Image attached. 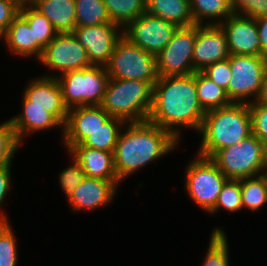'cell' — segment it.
<instances>
[{"mask_svg": "<svg viewBox=\"0 0 267 266\" xmlns=\"http://www.w3.org/2000/svg\"><path fill=\"white\" fill-rule=\"evenodd\" d=\"M205 114L197 98L196 72L158 78L154 84L153 103L147 121L179 140V127L194 128L199 132Z\"/></svg>", "mask_w": 267, "mask_h": 266, "instance_id": "obj_1", "label": "cell"}, {"mask_svg": "<svg viewBox=\"0 0 267 266\" xmlns=\"http://www.w3.org/2000/svg\"><path fill=\"white\" fill-rule=\"evenodd\" d=\"M128 124L126 131L120 132L114 151V166L120 182L174 150L179 141L170 132L149 121Z\"/></svg>", "mask_w": 267, "mask_h": 266, "instance_id": "obj_2", "label": "cell"}, {"mask_svg": "<svg viewBox=\"0 0 267 266\" xmlns=\"http://www.w3.org/2000/svg\"><path fill=\"white\" fill-rule=\"evenodd\" d=\"M202 141L198 155L211 158L218 150L252 135L249 105L234 103L207 111L199 131Z\"/></svg>", "mask_w": 267, "mask_h": 266, "instance_id": "obj_3", "label": "cell"}, {"mask_svg": "<svg viewBox=\"0 0 267 266\" xmlns=\"http://www.w3.org/2000/svg\"><path fill=\"white\" fill-rule=\"evenodd\" d=\"M153 88L150 82L110 78L100 106L126 124L147 121L153 103Z\"/></svg>", "mask_w": 267, "mask_h": 266, "instance_id": "obj_4", "label": "cell"}, {"mask_svg": "<svg viewBox=\"0 0 267 266\" xmlns=\"http://www.w3.org/2000/svg\"><path fill=\"white\" fill-rule=\"evenodd\" d=\"M210 159L228 179L240 180L267 172V148L253 134L218 150Z\"/></svg>", "mask_w": 267, "mask_h": 266, "instance_id": "obj_5", "label": "cell"}, {"mask_svg": "<svg viewBox=\"0 0 267 266\" xmlns=\"http://www.w3.org/2000/svg\"><path fill=\"white\" fill-rule=\"evenodd\" d=\"M55 77L68 109L76 106H100L110 79L106 67L100 65H91Z\"/></svg>", "mask_w": 267, "mask_h": 266, "instance_id": "obj_6", "label": "cell"}, {"mask_svg": "<svg viewBox=\"0 0 267 266\" xmlns=\"http://www.w3.org/2000/svg\"><path fill=\"white\" fill-rule=\"evenodd\" d=\"M110 78L150 82L158 80L156 56L139 48L122 36L105 66Z\"/></svg>", "mask_w": 267, "mask_h": 266, "instance_id": "obj_7", "label": "cell"}, {"mask_svg": "<svg viewBox=\"0 0 267 266\" xmlns=\"http://www.w3.org/2000/svg\"><path fill=\"white\" fill-rule=\"evenodd\" d=\"M185 175L187 193L197 206L210 213L228 178L210 158L199 155L188 164Z\"/></svg>", "mask_w": 267, "mask_h": 266, "instance_id": "obj_8", "label": "cell"}, {"mask_svg": "<svg viewBox=\"0 0 267 266\" xmlns=\"http://www.w3.org/2000/svg\"><path fill=\"white\" fill-rule=\"evenodd\" d=\"M231 80L228 97L234 103L249 104L257 100L265 74L267 62L264 56L230 55ZM254 99L247 101L248 97Z\"/></svg>", "mask_w": 267, "mask_h": 266, "instance_id": "obj_9", "label": "cell"}, {"mask_svg": "<svg viewBox=\"0 0 267 266\" xmlns=\"http://www.w3.org/2000/svg\"><path fill=\"white\" fill-rule=\"evenodd\" d=\"M196 39V24L178 27L164 49L156 55L159 77L195 73L193 48Z\"/></svg>", "mask_w": 267, "mask_h": 266, "instance_id": "obj_10", "label": "cell"}, {"mask_svg": "<svg viewBox=\"0 0 267 266\" xmlns=\"http://www.w3.org/2000/svg\"><path fill=\"white\" fill-rule=\"evenodd\" d=\"M177 28L176 24L145 12L122 31L123 36L131 43L156 56L171 40Z\"/></svg>", "mask_w": 267, "mask_h": 266, "instance_id": "obj_11", "label": "cell"}, {"mask_svg": "<svg viewBox=\"0 0 267 266\" xmlns=\"http://www.w3.org/2000/svg\"><path fill=\"white\" fill-rule=\"evenodd\" d=\"M39 61L61 74L91 66L86 49L73 33H57L43 50Z\"/></svg>", "mask_w": 267, "mask_h": 266, "instance_id": "obj_12", "label": "cell"}, {"mask_svg": "<svg viewBox=\"0 0 267 266\" xmlns=\"http://www.w3.org/2000/svg\"><path fill=\"white\" fill-rule=\"evenodd\" d=\"M121 27L114 23L75 27L73 34L86 49L91 65L106 66L118 40L123 36Z\"/></svg>", "mask_w": 267, "mask_h": 266, "instance_id": "obj_13", "label": "cell"}, {"mask_svg": "<svg viewBox=\"0 0 267 266\" xmlns=\"http://www.w3.org/2000/svg\"><path fill=\"white\" fill-rule=\"evenodd\" d=\"M219 26L225 33L230 55L261 56L256 19L233 13Z\"/></svg>", "mask_w": 267, "mask_h": 266, "instance_id": "obj_14", "label": "cell"}, {"mask_svg": "<svg viewBox=\"0 0 267 266\" xmlns=\"http://www.w3.org/2000/svg\"><path fill=\"white\" fill-rule=\"evenodd\" d=\"M230 56L225 33L219 25H196V39L193 48L194 71L228 59Z\"/></svg>", "mask_w": 267, "mask_h": 266, "instance_id": "obj_15", "label": "cell"}, {"mask_svg": "<svg viewBox=\"0 0 267 266\" xmlns=\"http://www.w3.org/2000/svg\"><path fill=\"white\" fill-rule=\"evenodd\" d=\"M110 117L101 106H76L69 109L64 124L63 141L68 152L98 129Z\"/></svg>", "mask_w": 267, "mask_h": 266, "instance_id": "obj_16", "label": "cell"}, {"mask_svg": "<svg viewBox=\"0 0 267 266\" xmlns=\"http://www.w3.org/2000/svg\"><path fill=\"white\" fill-rule=\"evenodd\" d=\"M23 95L29 100V106L47 108L63 125L66 122L68 107L65 105L62 91L56 77L41 76L32 80Z\"/></svg>", "mask_w": 267, "mask_h": 266, "instance_id": "obj_17", "label": "cell"}, {"mask_svg": "<svg viewBox=\"0 0 267 266\" xmlns=\"http://www.w3.org/2000/svg\"><path fill=\"white\" fill-rule=\"evenodd\" d=\"M119 180H104L85 177L84 180L67 196L72 212L92 210L110 204Z\"/></svg>", "mask_w": 267, "mask_h": 266, "instance_id": "obj_18", "label": "cell"}, {"mask_svg": "<svg viewBox=\"0 0 267 266\" xmlns=\"http://www.w3.org/2000/svg\"><path fill=\"white\" fill-rule=\"evenodd\" d=\"M69 152L80 163L86 177L119 180L114 166V153L80 144L75 145Z\"/></svg>", "mask_w": 267, "mask_h": 266, "instance_id": "obj_19", "label": "cell"}, {"mask_svg": "<svg viewBox=\"0 0 267 266\" xmlns=\"http://www.w3.org/2000/svg\"><path fill=\"white\" fill-rule=\"evenodd\" d=\"M22 98L23 112L10 119L20 144L23 136L29 135L31 132L60 126L64 129V125L52 113L48 112L47 108L29 106V100L24 95Z\"/></svg>", "mask_w": 267, "mask_h": 266, "instance_id": "obj_20", "label": "cell"}, {"mask_svg": "<svg viewBox=\"0 0 267 266\" xmlns=\"http://www.w3.org/2000/svg\"><path fill=\"white\" fill-rule=\"evenodd\" d=\"M31 5L50 21L57 33H73L76 27L75 0H32Z\"/></svg>", "mask_w": 267, "mask_h": 266, "instance_id": "obj_21", "label": "cell"}, {"mask_svg": "<svg viewBox=\"0 0 267 266\" xmlns=\"http://www.w3.org/2000/svg\"><path fill=\"white\" fill-rule=\"evenodd\" d=\"M1 38H4L9 50L18 56L27 58L35 55L40 59L43 54V49L38 45L37 40H34L33 29L20 15L13 20Z\"/></svg>", "mask_w": 267, "mask_h": 266, "instance_id": "obj_22", "label": "cell"}, {"mask_svg": "<svg viewBox=\"0 0 267 266\" xmlns=\"http://www.w3.org/2000/svg\"><path fill=\"white\" fill-rule=\"evenodd\" d=\"M146 12L178 27L194 25L190 0H146Z\"/></svg>", "mask_w": 267, "mask_h": 266, "instance_id": "obj_23", "label": "cell"}, {"mask_svg": "<svg viewBox=\"0 0 267 266\" xmlns=\"http://www.w3.org/2000/svg\"><path fill=\"white\" fill-rule=\"evenodd\" d=\"M127 126L123 120L110 116L102 126L88 135L81 143V146L114 153L119 134L123 126Z\"/></svg>", "mask_w": 267, "mask_h": 266, "instance_id": "obj_24", "label": "cell"}, {"mask_svg": "<svg viewBox=\"0 0 267 266\" xmlns=\"http://www.w3.org/2000/svg\"><path fill=\"white\" fill-rule=\"evenodd\" d=\"M196 90L199 104L205 112L232 103L226 90L213 82L202 71H196Z\"/></svg>", "mask_w": 267, "mask_h": 266, "instance_id": "obj_25", "label": "cell"}, {"mask_svg": "<svg viewBox=\"0 0 267 266\" xmlns=\"http://www.w3.org/2000/svg\"><path fill=\"white\" fill-rule=\"evenodd\" d=\"M190 3L194 25H204L203 20L209 18L213 21H207L205 25H220L233 14L230 0H190Z\"/></svg>", "mask_w": 267, "mask_h": 266, "instance_id": "obj_26", "label": "cell"}, {"mask_svg": "<svg viewBox=\"0 0 267 266\" xmlns=\"http://www.w3.org/2000/svg\"><path fill=\"white\" fill-rule=\"evenodd\" d=\"M110 21L121 29L146 12V0H103Z\"/></svg>", "mask_w": 267, "mask_h": 266, "instance_id": "obj_27", "label": "cell"}, {"mask_svg": "<svg viewBox=\"0 0 267 266\" xmlns=\"http://www.w3.org/2000/svg\"><path fill=\"white\" fill-rule=\"evenodd\" d=\"M242 206L257 211L267 203V172L240 179Z\"/></svg>", "mask_w": 267, "mask_h": 266, "instance_id": "obj_28", "label": "cell"}, {"mask_svg": "<svg viewBox=\"0 0 267 266\" xmlns=\"http://www.w3.org/2000/svg\"><path fill=\"white\" fill-rule=\"evenodd\" d=\"M19 15L33 29L34 40H37L38 45L44 50L57 35L50 21L31 4L21 7Z\"/></svg>", "mask_w": 267, "mask_h": 266, "instance_id": "obj_29", "label": "cell"}, {"mask_svg": "<svg viewBox=\"0 0 267 266\" xmlns=\"http://www.w3.org/2000/svg\"><path fill=\"white\" fill-rule=\"evenodd\" d=\"M76 27L112 23L103 0H75Z\"/></svg>", "mask_w": 267, "mask_h": 266, "instance_id": "obj_30", "label": "cell"}, {"mask_svg": "<svg viewBox=\"0 0 267 266\" xmlns=\"http://www.w3.org/2000/svg\"><path fill=\"white\" fill-rule=\"evenodd\" d=\"M4 212L0 214V266H17V245Z\"/></svg>", "mask_w": 267, "mask_h": 266, "instance_id": "obj_31", "label": "cell"}, {"mask_svg": "<svg viewBox=\"0 0 267 266\" xmlns=\"http://www.w3.org/2000/svg\"><path fill=\"white\" fill-rule=\"evenodd\" d=\"M203 266H229L228 242L222 229L212 231Z\"/></svg>", "mask_w": 267, "mask_h": 266, "instance_id": "obj_32", "label": "cell"}, {"mask_svg": "<svg viewBox=\"0 0 267 266\" xmlns=\"http://www.w3.org/2000/svg\"><path fill=\"white\" fill-rule=\"evenodd\" d=\"M222 208L230 212L239 211L243 208L240 180L228 179L226 181L210 214L217 213V210Z\"/></svg>", "mask_w": 267, "mask_h": 266, "instance_id": "obj_33", "label": "cell"}, {"mask_svg": "<svg viewBox=\"0 0 267 266\" xmlns=\"http://www.w3.org/2000/svg\"><path fill=\"white\" fill-rule=\"evenodd\" d=\"M20 145L10 119L0 124V168L11 166Z\"/></svg>", "mask_w": 267, "mask_h": 266, "instance_id": "obj_34", "label": "cell"}, {"mask_svg": "<svg viewBox=\"0 0 267 266\" xmlns=\"http://www.w3.org/2000/svg\"><path fill=\"white\" fill-rule=\"evenodd\" d=\"M248 105L252 118V134L267 148V105L257 101Z\"/></svg>", "mask_w": 267, "mask_h": 266, "instance_id": "obj_35", "label": "cell"}, {"mask_svg": "<svg viewBox=\"0 0 267 266\" xmlns=\"http://www.w3.org/2000/svg\"><path fill=\"white\" fill-rule=\"evenodd\" d=\"M234 14L250 18L267 16V0H230Z\"/></svg>", "mask_w": 267, "mask_h": 266, "instance_id": "obj_36", "label": "cell"}, {"mask_svg": "<svg viewBox=\"0 0 267 266\" xmlns=\"http://www.w3.org/2000/svg\"><path fill=\"white\" fill-rule=\"evenodd\" d=\"M73 166L64 169L59 175L62 190L68 196L86 177L80 163L72 156Z\"/></svg>", "mask_w": 267, "mask_h": 266, "instance_id": "obj_37", "label": "cell"}, {"mask_svg": "<svg viewBox=\"0 0 267 266\" xmlns=\"http://www.w3.org/2000/svg\"><path fill=\"white\" fill-rule=\"evenodd\" d=\"M202 72L217 85L225 89L228 95V85L231 80L230 56L226 60L207 66Z\"/></svg>", "mask_w": 267, "mask_h": 266, "instance_id": "obj_38", "label": "cell"}, {"mask_svg": "<svg viewBox=\"0 0 267 266\" xmlns=\"http://www.w3.org/2000/svg\"><path fill=\"white\" fill-rule=\"evenodd\" d=\"M20 7L10 0H0V37L19 15Z\"/></svg>", "mask_w": 267, "mask_h": 266, "instance_id": "obj_39", "label": "cell"}, {"mask_svg": "<svg viewBox=\"0 0 267 266\" xmlns=\"http://www.w3.org/2000/svg\"><path fill=\"white\" fill-rule=\"evenodd\" d=\"M258 37L260 39L261 56L267 54V16L256 19Z\"/></svg>", "mask_w": 267, "mask_h": 266, "instance_id": "obj_40", "label": "cell"}, {"mask_svg": "<svg viewBox=\"0 0 267 266\" xmlns=\"http://www.w3.org/2000/svg\"><path fill=\"white\" fill-rule=\"evenodd\" d=\"M10 168L11 166H4L0 168V205H2L4 198L7 196V192L11 188Z\"/></svg>", "mask_w": 267, "mask_h": 266, "instance_id": "obj_41", "label": "cell"}, {"mask_svg": "<svg viewBox=\"0 0 267 266\" xmlns=\"http://www.w3.org/2000/svg\"><path fill=\"white\" fill-rule=\"evenodd\" d=\"M258 103L267 105V72L264 77L260 94L256 100Z\"/></svg>", "mask_w": 267, "mask_h": 266, "instance_id": "obj_42", "label": "cell"}, {"mask_svg": "<svg viewBox=\"0 0 267 266\" xmlns=\"http://www.w3.org/2000/svg\"><path fill=\"white\" fill-rule=\"evenodd\" d=\"M10 1L16 3L20 8L32 3V0H10Z\"/></svg>", "mask_w": 267, "mask_h": 266, "instance_id": "obj_43", "label": "cell"}]
</instances>
